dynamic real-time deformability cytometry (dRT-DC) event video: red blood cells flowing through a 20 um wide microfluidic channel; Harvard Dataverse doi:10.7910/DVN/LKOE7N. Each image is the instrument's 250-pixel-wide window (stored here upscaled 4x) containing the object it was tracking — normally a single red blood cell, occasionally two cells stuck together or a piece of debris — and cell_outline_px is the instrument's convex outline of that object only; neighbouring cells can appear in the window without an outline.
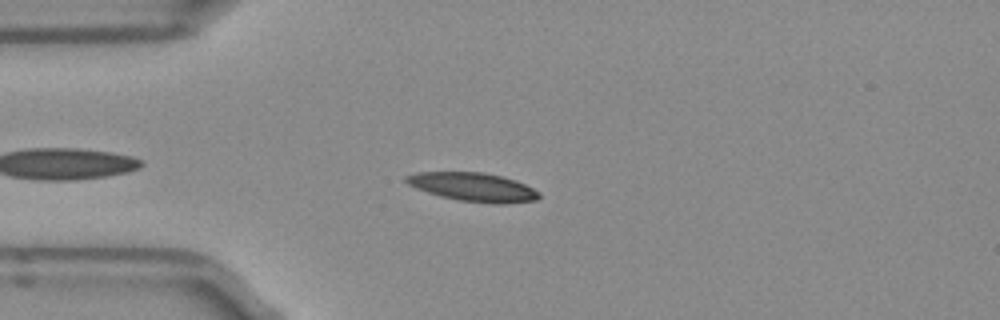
{"species": "Egyptian fruit bat (a non-hibernating species)", "species_latin": "Rousettus aegyptiacus", "temperature_condition": "room temperature", "stored_images_in_passage": 41, "camera_frame_rate_fps": 3000, "um_per_image_px": 0.085, "frame": {"image": 1, "passage_image": 6, "time_ms": 1.667, "image_size_px": [1000, 320], "cell_outline_px": [[540, 196], [536, 200], [504, 204], [492, 204], [460, 200], [440, 196], [416, 188], [408, 184], [404, 180], [404, 176], [416, 172], [480, 172], [500, 176], [516, 180], [540, 192]], "centroid_in_image_um": [40.21, 15.9], "position_along_channel_um": 44.8, "area_um2": 22.14}}
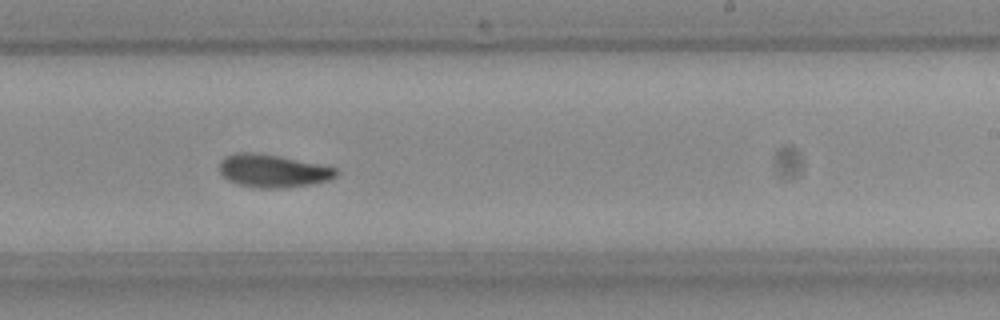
{"frame": {"image": 2, "passage_image": 24, "time_ms": 7.667, "image_size_px": [1000, 320], "cell_outline_px": [[340, 172], [336, 176], [328, 180], [308, 184], [276, 188], [260, 188], [240, 184], [228, 180], [220, 172], [220, 160], [224, 156], [236, 152], [252, 152], [276, 156], [336, 168]], "centroid_in_image_um": [23.15, 14.51], "position_along_channel_um": 265.9, "area_um2": 21.85}}
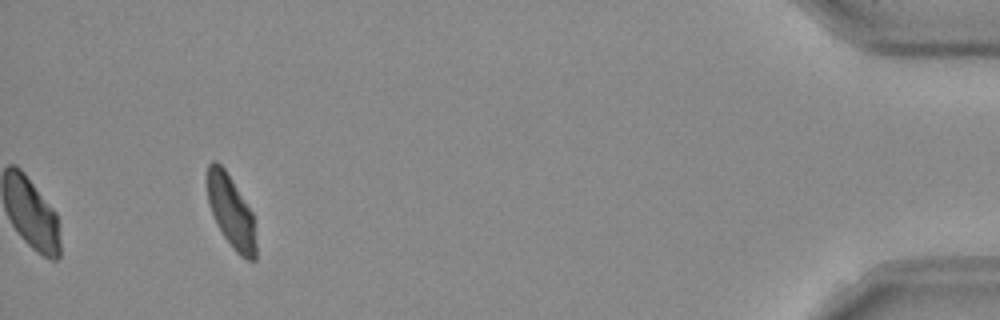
{"frame": {"image": 3, "passage_image": 41, "time_ms": 13.333, "image_size_px": [1000, 320], "cell_outline_px": [[256, 260], [248, 260], [240, 256], [232, 248], [224, 236], [212, 212], [208, 200], [208, 164], [212, 160], [216, 160], [224, 168], [232, 180], [252, 212], [256, 244]], "centroid_in_image_um": [19.66, 18.0], "position_along_channel_um": 415.5, "area_um2": 20.11}, "authors_computed_cell_mechanics": {"area_um2": 21.964, "velocity_mm_per_s": 3.9363, "shape_relaxation_time_tau1_ms": 7.612, "shape_relaxation_time_tau2_ms": 4.8828, "deformation_change_tau1": 0.1912, "deformation_change_tau2": 0.1083}}